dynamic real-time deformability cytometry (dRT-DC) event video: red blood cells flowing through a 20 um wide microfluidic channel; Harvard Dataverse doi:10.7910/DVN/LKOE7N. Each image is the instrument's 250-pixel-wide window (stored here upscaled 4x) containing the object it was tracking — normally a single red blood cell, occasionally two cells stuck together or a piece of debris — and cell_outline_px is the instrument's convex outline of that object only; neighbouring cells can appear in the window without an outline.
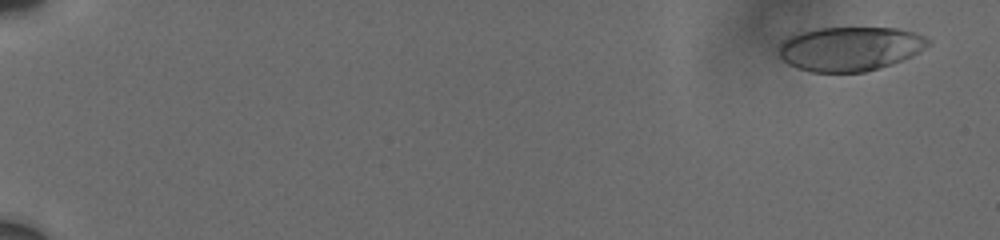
{"species": "human", "species_latin": "Homo sapiens", "temperature_condition": "cold", "stored_images_in_passage": 8, "camera_frame_rate_fps": 3000, "um_per_image_px": 0.085, "donor": {"sex": "male"}, "frame": {"image": 1, "passage_image": 1, "time_ms": 0.0, "image_size_px": [1000, 240], "cell_outline_px": [[932, 44], [912, 56], [892, 64], [880, 68], [864, 72], [808, 72], [796, 68], [788, 64], [780, 56], [780, 44], [788, 36], [800, 32], [816, 28], [896, 28], [916, 32], [932, 40]], "centroid_in_image_um": [72.28, 4.14], "position_along_channel_um": 12.7, "area_um2": 38.78}}
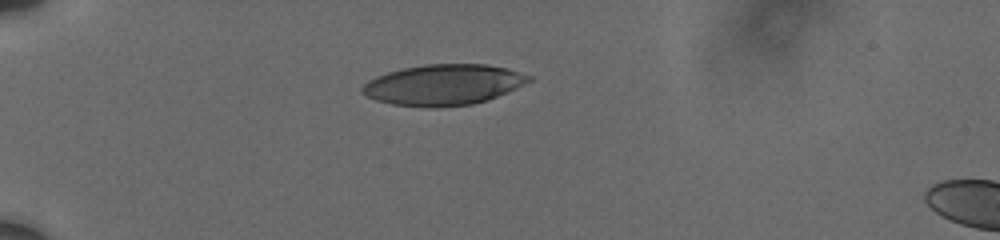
{"frame": {"image": 2, "passage_image": 6, "time_ms": 5.0, "image_size_px": [1000, 240], "cell_outline_px": [[532, 80], [508, 92], [488, 100], [472, 104], [428, 108], [392, 104], [376, 100], [364, 96], [360, 92], [360, 88], [368, 80], [376, 76], [388, 72], [404, 68], [424, 64], [484, 64], [508, 68], [532, 76]], "centroid_in_image_um": [37.67, 7.21], "position_along_channel_um": 47.3, "area_um2": 39.77}}